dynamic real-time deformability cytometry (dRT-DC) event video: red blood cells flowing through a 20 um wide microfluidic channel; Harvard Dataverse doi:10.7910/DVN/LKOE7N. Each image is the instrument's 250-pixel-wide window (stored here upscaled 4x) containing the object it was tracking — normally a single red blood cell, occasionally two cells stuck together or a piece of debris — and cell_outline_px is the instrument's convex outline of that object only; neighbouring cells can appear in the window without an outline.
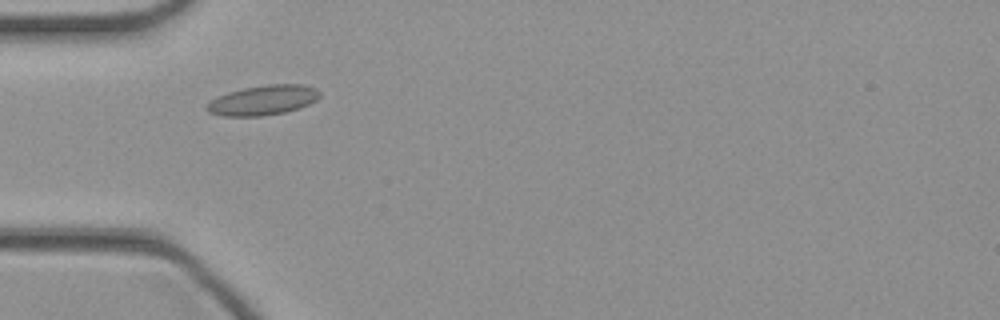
{"species": "common noctule bat (a hibernating species)", "species_latin": "Nyctalus noctula", "temperature_condition": "cold", "stored_images_in_passage": 35, "camera_frame_rate_fps": 3000, "um_per_image_px": 0.085, "animal": {"sex": "female", "body_mass_g": 21.9}, "frame": {"image": 1, "passage_image": 3, "time_ms": 0.667, "image_size_px": [1000, 320], "cell_outline_px": [[320, 96], [316, 100], [300, 108], [284, 112], [260, 116], [224, 116], [208, 112], [204, 108], [212, 100], [228, 92], [244, 88], [268, 84], [300, 84], [316, 88], [320, 92]], "centroid_in_image_um": [22.37, 8.51], "position_along_channel_um": 62.6, "area_um2": 19.48}}
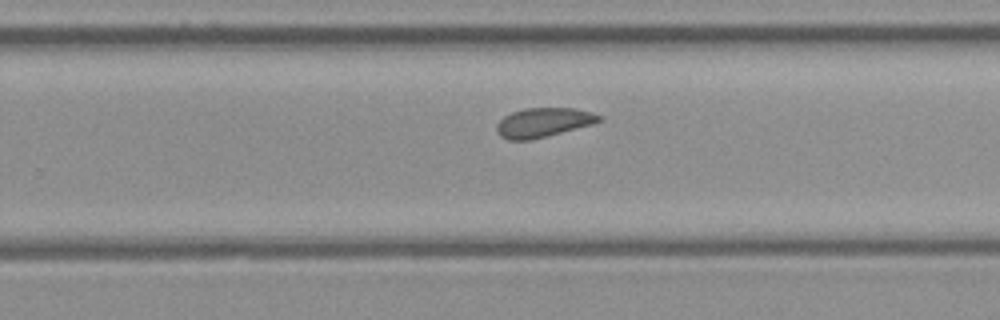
{"frame": {"image": 2, "passage_image": 18, "time_ms": 5.667, "image_size_px": [1000, 320], "cell_outline_px": [[604, 120], [596, 124], [532, 140], [508, 140], [500, 136], [496, 132], [496, 124], [504, 116], [512, 112], [524, 108], [576, 108], [592, 112], [604, 116]], "centroid_in_image_um": [46.24, 10.41], "position_along_channel_um": 283.6, "area_um2": 17.98}}
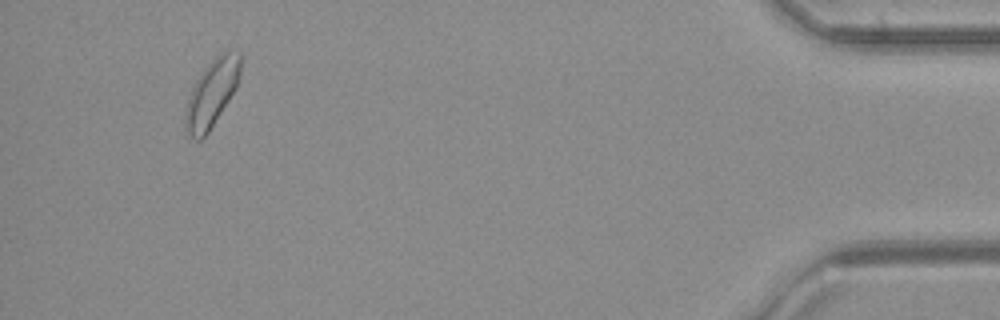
{"frame": {"image": 3, "passage_image": 32, "time_ms": 10.333, "image_size_px": [1000, 320], "cell_outline_px": [[244, 56], [240, 76], [236, 88], [208, 132], [200, 140], [196, 140], [188, 136], [184, 128], [184, 116], [188, 100], [192, 88], [196, 80], [204, 68], [224, 48], [232, 48], [240, 52]], "centroid_in_image_um": [18.04, 7.84], "position_along_channel_um": 417.2, "area_um2": 22.08}}